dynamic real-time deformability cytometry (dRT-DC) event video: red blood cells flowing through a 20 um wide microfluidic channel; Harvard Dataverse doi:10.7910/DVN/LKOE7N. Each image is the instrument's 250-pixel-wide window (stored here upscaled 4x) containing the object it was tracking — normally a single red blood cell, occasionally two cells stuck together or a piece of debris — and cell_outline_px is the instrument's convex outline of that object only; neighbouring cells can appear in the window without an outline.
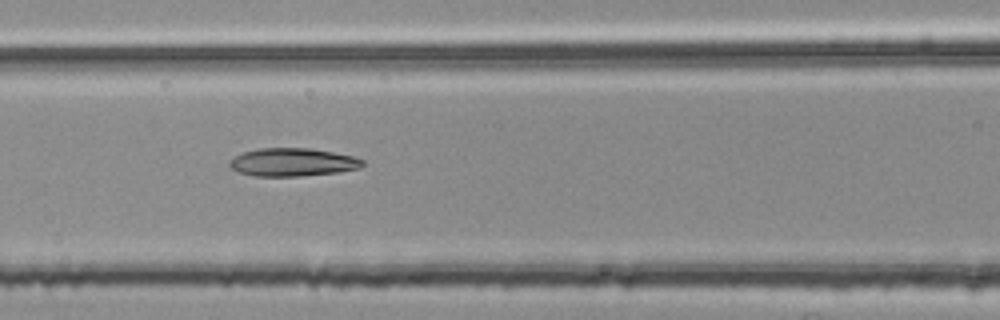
{"species": "common noctule bat (a hibernating species)", "species_latin": "Nyctalus noctula", "temperature_condition": "room temperature", "stored_images_in_passage": 7, "camera_frame_rate_fps": 3000, "um_per_image_px": 0.085, "animal": {"sex": "female", "body_mass_g": 25.1}, "frame": {"image": 1, "passage_image": 5, "time_ms": 1.333, "image_size_px": [1000, 320], "cell_outline_px": [[364, 164], [360, 168], [336, 172], [300, 176], [256, 176], [240, 172], [232, 168], [228, 164], [236, 156], [244, 152], [260, 148], [308, 148], [332, 152], [352, 156], [364, 160]], "centroid_in_image_um": [24.89, 13.79], "position_along_channel_um": 141.7, "area_um2": 21.44}}
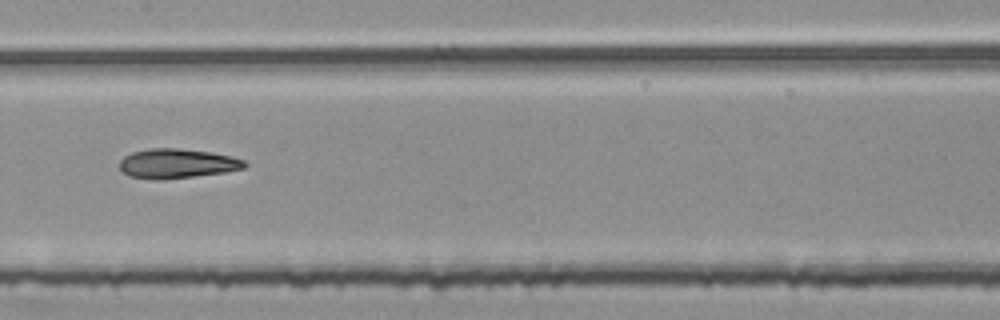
{"frame": {"image": 2, "passage_image": 6, "time_ms": 1.667, "image_size_px": [1000, 320], "cell_outline_px": [[248, 164], [244, 168], [224, 172], [160, 180], [152, 180], [128, 176], [120, 168], [120, 160], [124, 156], [132, 152], [152, 148], [176, 148], [212, 152], [232, 156], [244, 160]], "centroid_in_image_um": [15.04, 13.9], "position_along_channel_um": 192.4, "area_um2": 21.5}}
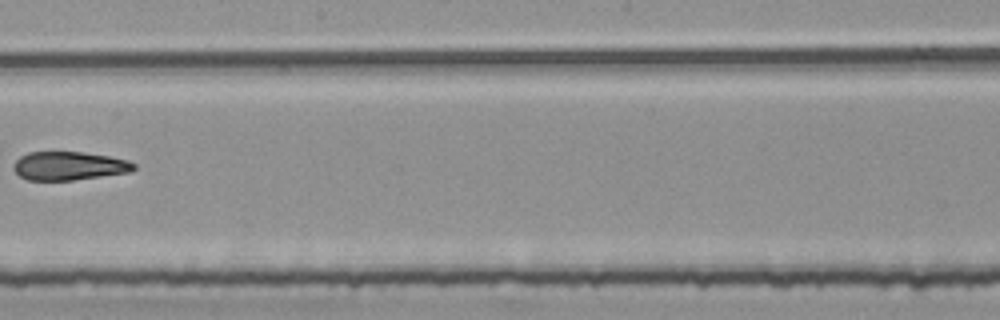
{"frame": {"image": 3, "passage_image": 7, "time_ms": 2.0, "image_size_px": [1000, 320], "cell_outline_px": [[136, 168], [132, 172], [72, 180], [28, 180], [20, 176], [12, 168], [12, 164], [20, 156], [28, 152], [84, 152], [108, 156], [128, 160], [136, 164]], "centroid_in_image_um": [5.87, 14.1], "position_along_channel_um": 242.3, "area_um2": 20.11}}